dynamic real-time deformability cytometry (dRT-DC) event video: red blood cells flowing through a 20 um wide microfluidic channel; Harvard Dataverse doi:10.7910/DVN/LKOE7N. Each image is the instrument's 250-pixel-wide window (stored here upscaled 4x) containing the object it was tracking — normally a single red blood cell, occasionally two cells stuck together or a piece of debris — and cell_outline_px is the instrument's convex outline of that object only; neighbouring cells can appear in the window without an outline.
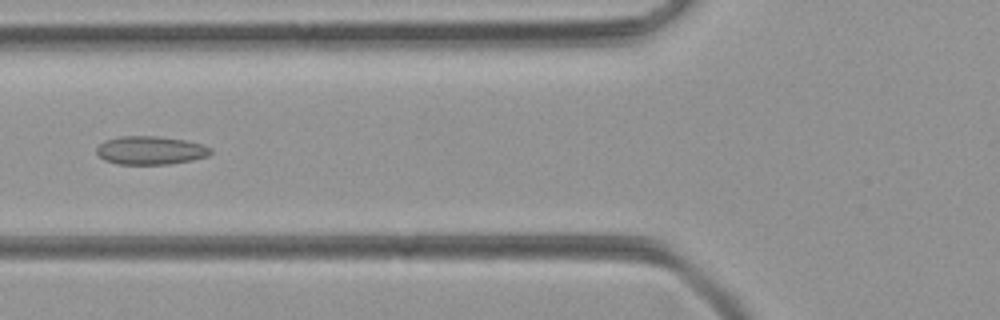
{"species": "common noctule bat (a hibernating species)", "species_latin": "Nyctalus noctula", "temperature_condition": "room temperature", "stored_images_in_passage": 45, "camera_frame_rate_fps": 3000, "um_per_image_px": 0.085, "animal": {"sex": "female", "body_mass_g": 21.9}, "frame": {"image": 1, "passage_image": 15, "time_ms": 4.667, "image_size_px": [1000, 320], "cell_outline_px": [[212, 152], [208, 156], [192, 160], [168, 164], [120, 164], [104, 160], [96, 152], [96, 148], [100, 144], [108, 140], [120, 136], [156, 136], [184, 140], [200, 144], [212, 148]], "centroid_in_image_um": [12.8, 12.78], "position_along_channel_um": 113.0, "area_um2": 18.67}}
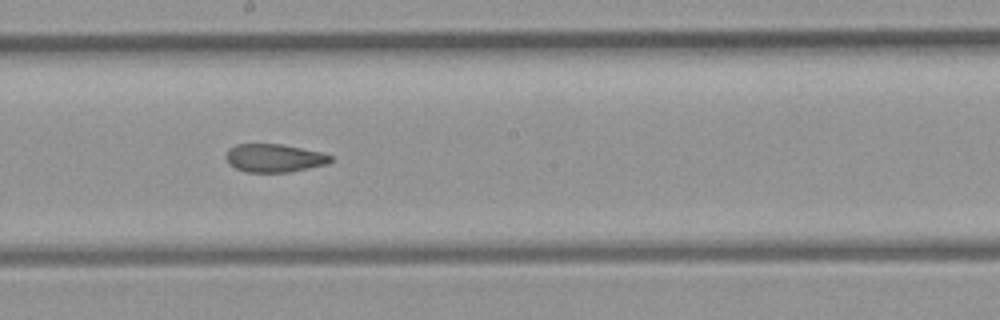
{"frame": {"image": 2, "passage_image": 23, "time_ms": 7.333, "image_size_px": [1000, 320], "cell_outline_px": [[332, 160], [328, 164], [292, 172], [244, 172], [228, 164], [228, 152], [236, 144], [280, 144], [320, 152], [332, 156]], "centroid_in_image_um": [23.35, 13.45], "position_along_channel_um": 224.9, "area_um2": 16.99}}
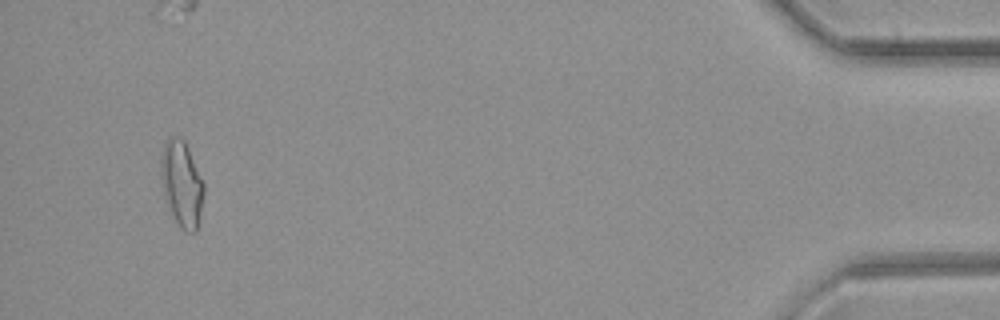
{"frame": {"image": 3, "passage_image": 43, "time_ms": 14.0, "image_size_px": [1000, 320], "cell_outline_px": [[204, 192], [200, 220], [196, 232], [184, 232], [180, 228], [172, 216], [164, 192], [160, 176], [160, 160], [164, 144], [172, 136], [180, 136], [184, 140], [188, 148], [204, 184]], "centroid_in_image_um": [15.45, 15.65], "position_along_channel_um": 419.7, "area_um2": 21.5}}